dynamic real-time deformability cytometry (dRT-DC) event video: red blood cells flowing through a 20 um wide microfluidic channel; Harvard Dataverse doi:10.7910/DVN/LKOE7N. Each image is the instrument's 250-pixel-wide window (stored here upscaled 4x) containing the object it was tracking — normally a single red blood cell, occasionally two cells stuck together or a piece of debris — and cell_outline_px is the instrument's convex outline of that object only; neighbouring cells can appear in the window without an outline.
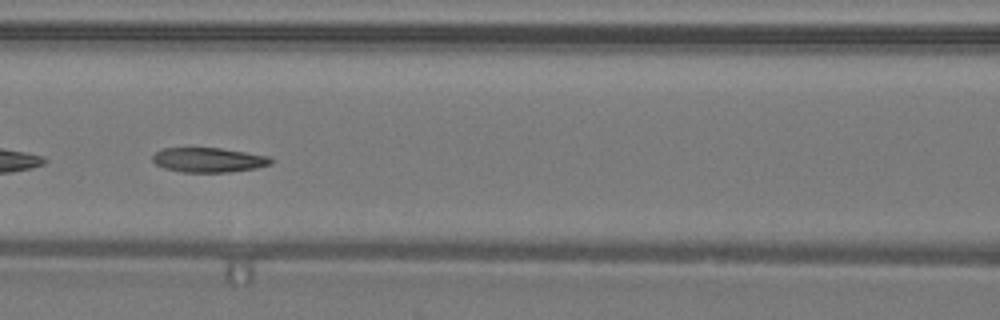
{"species": "common noctule bat (a hibernating species)", "species_latin": "Nyctalus noctula", "temperature_condition": "warm", "stored_images_in_passage": 28, "camera_frame_rate_fps": 3000, "um_per_image_px": 0.085, "animal": {"sex": "male", "body_mass_g": 19.2, "forearm_length_mm": 51.8}, "frame": {"image": 1, "passage_image": 9, "time_ms": 2.667, "image_size_px": [1000, 320], "cell_outline_px": [[272, 164], [256, 168], [228, 172], [180, 172], [164, 168], [156, 164], [152, 160], [152, 156], [156, 152], [164, 148], [220, 148], [268, 156], [272, 160]], "centroid_in_image_um": [17.71, 13.6], "position_along_channel_um": 148.9, "area_um2": 16.88}, "authors_computed_cell_mechanics": {"area_um2": 17.6868, "velocity_mm_per_s": 4.2565, "shape_relaxation_time_tau1_ms": 4.6881, "shape_relaxation_time_tau2_ms": 2.6734, "deformation_change_tau1": 0.1688, "deformation_change_tau2": 0.0634}}